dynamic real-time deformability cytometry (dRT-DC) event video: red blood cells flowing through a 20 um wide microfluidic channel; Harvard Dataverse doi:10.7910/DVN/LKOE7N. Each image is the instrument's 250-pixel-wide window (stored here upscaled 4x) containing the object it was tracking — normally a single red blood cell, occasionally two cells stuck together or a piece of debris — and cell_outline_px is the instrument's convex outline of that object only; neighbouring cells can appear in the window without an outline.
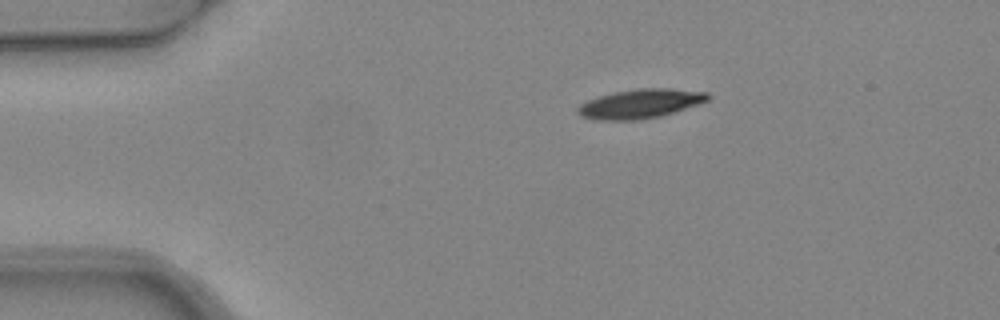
{"species": "common noctule bat (a hibernating species)", "species_latin": "Nyctalus noctula", "temperature_condition": "warm", "stored_images_in_passage": 4, "camera_frame_rate_fps": 3000, "um_per_image_px": 0.085, "animal": {"sex": "female", "body_mass_g": 24.6, "forearm_length_mm": 56.2}, "frame": {"image": 1, "passage_image": 1, "time_ms": 0.0, "image_size_px": [1000, 320], "cell_outline_px": [[712, 96], [708, 100], [660, 116], [640, 120], [592, 120], [580, 116], [576, 112], [576, 108], [580, 104], [596, 96], [636, 88], [668, 88], [708, 92]], "centroid_in_image_um": [54.36, 8.81], "position_along_channel_um": 30.6, "area_um2": 22.2}}
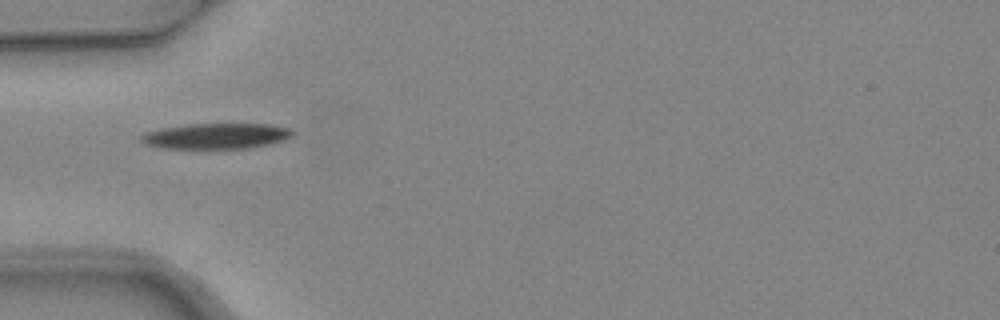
{"frame": {"image": 2, "passage_image": 3, "time_ms": 0.667, "image_size_px": [1000, 320], "cell_outline_px": [[296, 132], [292, 136], [284, 140], [268, 144], [248, 148], [160, 148], [144, 144], [140, 140], [140, 136], [144, 132], [160, 128], [188, 124], [272, 124], [288, 128]], "centroid_in_image_um": [18.35, 11.56], "position_along_channel_um": 66.7, "area_um2": 22.72}}
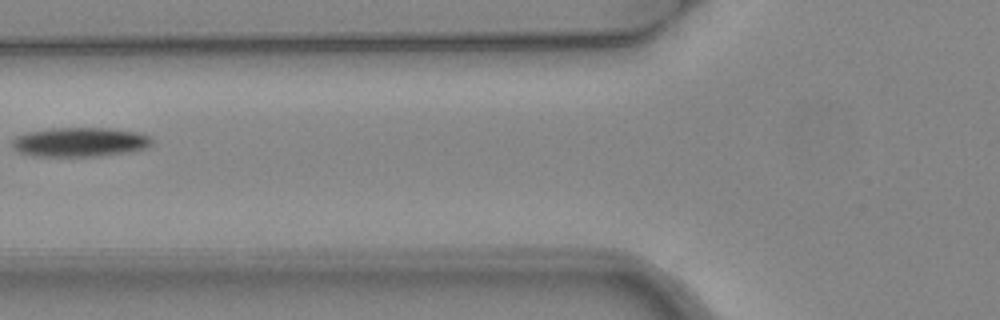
{"frame": {"image": 3, "passage_image": 4, "time_ms": 1.0, "image_size_px": [1000, 320], "cell_outline_px": [[152, 144], [148, 148], [128, 152], [100, 156], [32, 156], [20, 152], [12, 148], [12, 140], [16, 136], [28, 132], [48, 128], [112, 128], [140, 132], [152, 136]], "centroid_in_image_um": [6.83, 12.07], "position_along_channel_um": 119.0, "area_um2": 24.22}}